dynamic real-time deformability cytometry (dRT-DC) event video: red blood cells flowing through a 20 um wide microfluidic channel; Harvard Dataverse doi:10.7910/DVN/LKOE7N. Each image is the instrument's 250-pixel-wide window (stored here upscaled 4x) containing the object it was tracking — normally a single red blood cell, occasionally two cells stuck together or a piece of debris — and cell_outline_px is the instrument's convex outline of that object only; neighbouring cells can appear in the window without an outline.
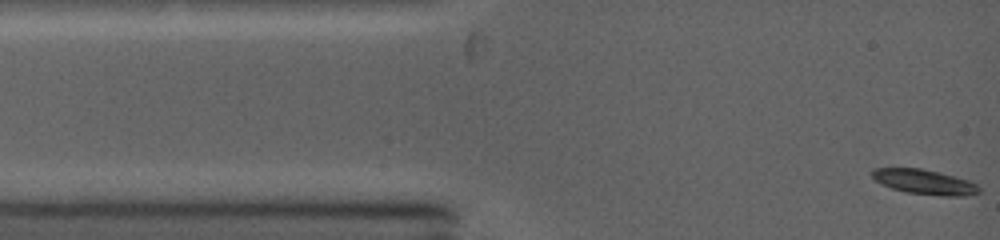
{"species": "common noctule bat (a hibernating species)", "species_latin": "Nyctalus noctula", "temperature_condition": "warm", "stored_images_in_passage": 28, "camera_frame_rate_fps": 5000, "um_per_image_px": 0.085, "animal": {"sex": "female", "body_mass_g": 19.0, "forearm_length_mm": 53.3}, "frame": {"image": 1, "passage_image": 1, "time_ms": 0.0, "image_size_px": [1000, 240], "cell_outline_px": [[980, 192], [964, 196], [944, 196], [904, 192], [880, 184], [872, 176], [872, 168], [920, 168], [940, 172], [956, 176], [968, 180], [976, 184], [980, 188]], "centroid_in_image_um": [78.58, 15.46], "position_along_channel_um": 6.4, "area_um2": 15.55}}
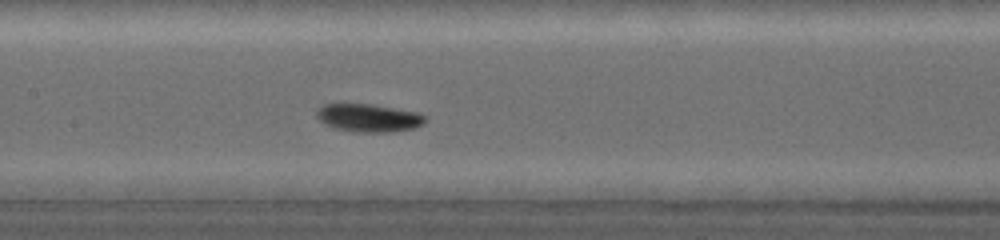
{"frame": {"image": 2, "passage_image": 13, "time_ms": 5.4, "image_size_px": [1000, 240], "cell_outline_px": [[428, 120], [424, 124], [412, 128], [396, 132], [352, 132], [336, 128], [324, 124], [316, 116], [316, 108], [324, 104], [372, 104], [420, 112], [428, 116]], "centroid_in_image_um": [31.38, 10.02], "position_along_channel_um": 176.0, "area_um2": 18.09}}
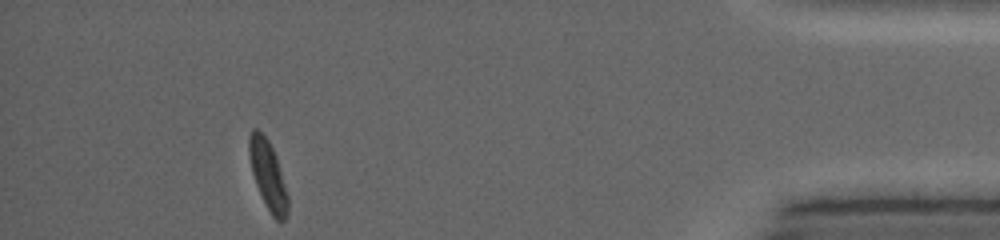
{"frame": {"image": 3, "passage_image": 28, "time_ms": 12.6, "image_size_px": [1000, 240], "cell_outline_px": [[288, 216], [284, 220], [276, 220], [272, 216], [256, 184], [252, 172], [248, 152], [248, 136], [252, 128], [256, 128], [268, 140], [276, 156], [288, 196]], "centroid_in_image_um": [22.77, 14.86], "position_along_channel_um": 412.4, "area_um2": 15.32}, "authors_computed_cell_mechanics": {"area_um2": 16.0684, "velocity_mm_per_s": 4.216, "shape_relaxation_time_tau1_ms": 1.8342, "shape_relaxation_time_tau2_ms": 1.7032, "deformation_change_tau1": 0.1432, "deformation_change_tau2": 0.0501}}